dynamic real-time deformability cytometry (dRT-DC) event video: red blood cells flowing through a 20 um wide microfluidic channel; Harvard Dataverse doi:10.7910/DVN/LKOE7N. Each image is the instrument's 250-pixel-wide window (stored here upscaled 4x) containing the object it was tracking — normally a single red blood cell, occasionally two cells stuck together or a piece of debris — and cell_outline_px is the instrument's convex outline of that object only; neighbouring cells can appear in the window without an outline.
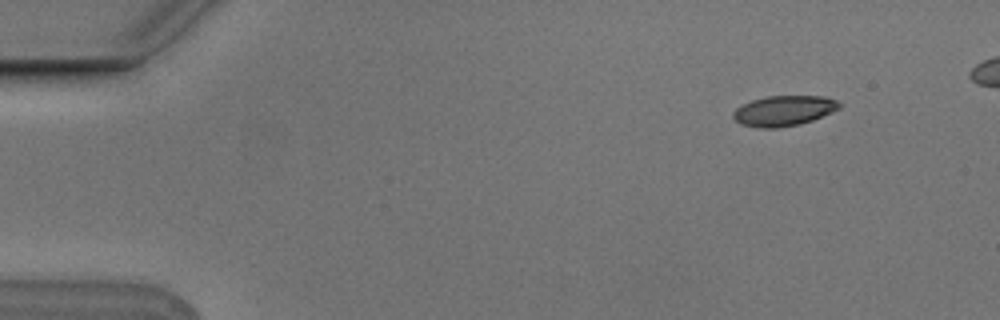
{"species": "Egyptian fruit bat (a non-hibernating species)", "species_latin": "Rousettus aegyptiacus", "temperature_condition": "cold", "stored_images_in_passage": 6, "camera_frame_rate_fps": 3000, "um_per_image_px": 0.085, "animal": {"sex": "male"}, "frame": {"image": 1, "passage_image": 2, "time_ms": 0.333, "image_size_px": [1000, 320], "cell_outline_px": [[840, 108], [832, 112], [812, 120], [796, 124], [776, 128], [760, 128], [740, 124], [732, 116], [732, 112], [736, 108], [752, 100], [768, 96], [824, 96], [836, 100], [840, 104]], "centroid_in_image_um": [66.6, 9.41], "position_along_channel_um": 18.4, "area_um2": 18.55}}